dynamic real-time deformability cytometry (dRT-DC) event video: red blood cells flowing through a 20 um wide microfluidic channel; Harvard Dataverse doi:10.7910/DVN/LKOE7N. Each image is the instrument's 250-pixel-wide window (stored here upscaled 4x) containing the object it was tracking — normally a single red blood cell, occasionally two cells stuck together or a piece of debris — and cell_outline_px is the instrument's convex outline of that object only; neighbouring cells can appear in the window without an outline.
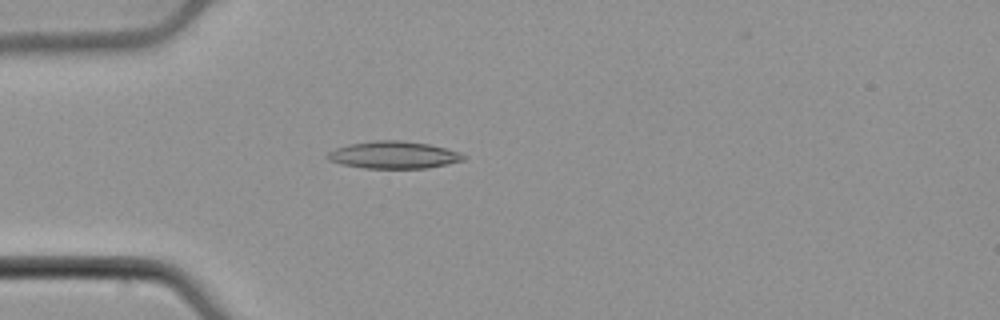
{"species": "common noctule bat (a hibernating species)", "species_latin": "Nyctalus noctula", "temperature_condition": "cold", "stored_images_in_passage": 41, "camera_frame_rate_fps": 3000, "um_per_image_px": 0.085, "animal": {"sex": "male", "body_mass_g": 21.5, "forearm_length_mm": 52.0}, "frame": {"image": 1, "passage_image": 3, "time_ms": 0.667, "image_size_px": [1000, 320], "cell_outline_px": [[468, 156], [464, 160], [448, 164], [424, 168], [364, 168], [340, 164], [328, 160], [324, 156], [328, 152], [336, 148], [348, 144], [376, 140], [396, 140], [428, 144], [460, 152]], "centroid_in_image_um": [33.43, 13.17], "position_along_channel_um": 51.6, "area_um2": 21.62}}
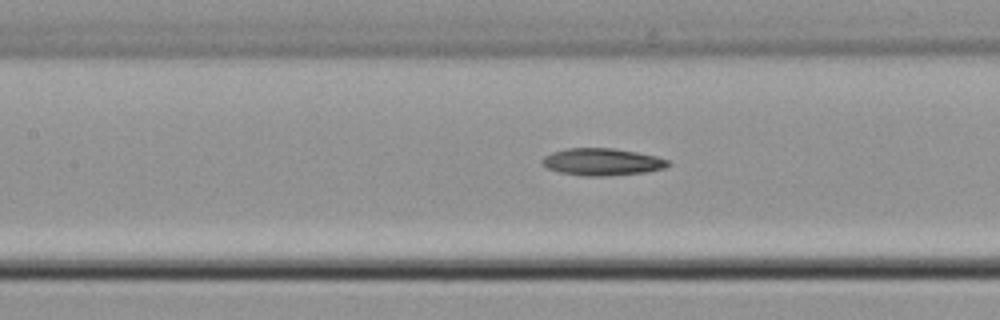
{"frame": {"image": 2, "passage_image": 12, "time_ms": 3.667, "image_size_px": [1000, 320], "cell_outline_px": [[672, 164], [664, 168], [644, 172], [604, 176], [580, 176], [560, 172], [548, 168], [540, 160], [544, 156], [552, 152], [568, 148], [612, 148], [636, 152], [656, 156], [668, 160]], "centroid_in_image_um": [51.17, 13.76], "position_along_channel_um": 156.2, "area_um2": 19.83}}
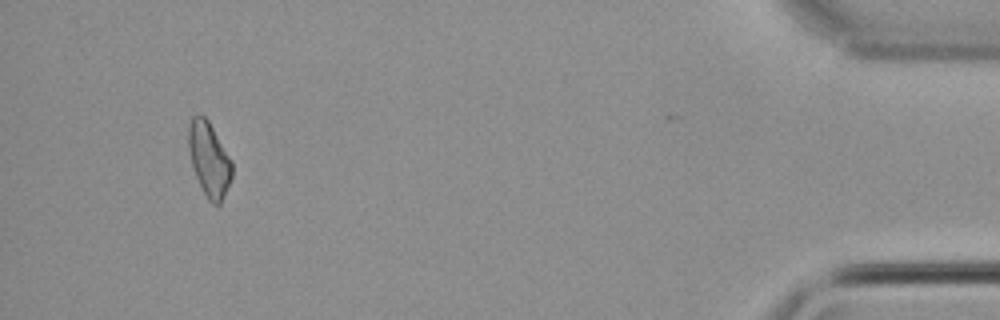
{"frame": {"image": 3, "passage_image": 38, "time_ms": 12.333, "image_size_px": [1000, 320], "cell_outline_px": [[232, 176], [224, 196], [220, 204], [212, 204], [208, 200], [196, 176], [192, 164], [188, 148], [188, 124], [192, 116], [204, 116], [208, 120], [232, 160]], "centroid_in_image_um": [17.77, 13.53], "position_along_channel_um": 417.4, "area_um2": 18.67}}